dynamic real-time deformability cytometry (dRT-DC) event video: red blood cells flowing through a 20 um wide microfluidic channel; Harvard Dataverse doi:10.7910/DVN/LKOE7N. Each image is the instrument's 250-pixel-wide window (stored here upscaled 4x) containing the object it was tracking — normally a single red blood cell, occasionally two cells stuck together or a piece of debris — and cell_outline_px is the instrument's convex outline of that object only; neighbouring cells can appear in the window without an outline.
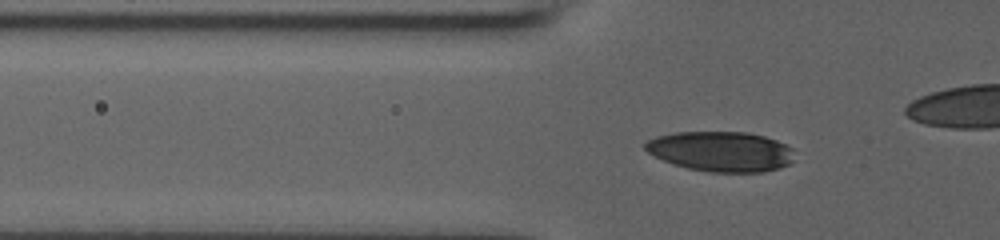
{"species": "human", "species_latin": "Homo sapiens", "temperature_condition": "room temperature", "stored_images_in_passage": 33, "camera_frame_rate_fps": 3000, "um_per_image_px": 0.085, "donor": {"sex": "male"}, "frame": {"image": 1, "passage_image": 4, "time_ms": 1.0, "image_size_px": [1000, 240], "cell_outline_px": [[792, 160], [788, 164], [780, 168], [764, 172], [712, 172], [688, 168], [664, 160], [648, 152], [644, 148], [644, 144], [648, 140], [656, 136], [676, 132], [748, 132], [764, 136], [776, 140], [792, 148]], "centroid_in_image_um": [61.28, 12.86], "position_along_channel_um": 64.5, "area_um2": 34.62}}
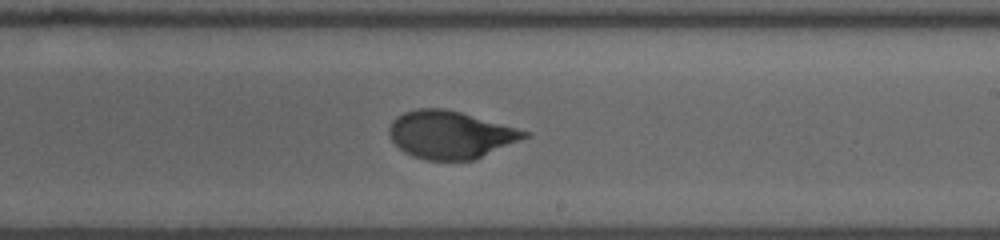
{"frame": {"image": 2, "passage_image": 19, "time_ms": 6.0, "image_size_px": [1000, 240], "cell_outline_px": [[528, 136], [476, 160], [424, 160], [412, 156], [404, 152], [392, 140], [388, 132], [388, 128], [392, 120], [396, 116], [404, 112], [416, 108], [444, 108], [460, 112], [516, 128], [528, 132]], "centroid_in_image_um": [38.23, 11.45], "position_along_channel_um": 250.8, "area_um2": 37.4}}
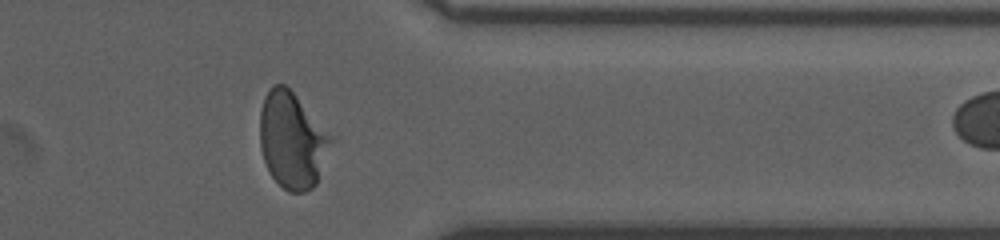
{"frame": {"image": 3, "passage_image": 30, "time_ms": 9.667, "image_size_px": [1000, 240], "cell_outline_px": [[336, 140], [316, 184], [312, 188], [304, 192], [288, 192], [268, 172], [260, 148], [260, 112], [264, 96], [272, 84], [284, 84], [336, 136]], "centroid_in_image_um": [24.89, 11.92], "position_along_channel_um": 386.5, "area_um2": 40.69}}